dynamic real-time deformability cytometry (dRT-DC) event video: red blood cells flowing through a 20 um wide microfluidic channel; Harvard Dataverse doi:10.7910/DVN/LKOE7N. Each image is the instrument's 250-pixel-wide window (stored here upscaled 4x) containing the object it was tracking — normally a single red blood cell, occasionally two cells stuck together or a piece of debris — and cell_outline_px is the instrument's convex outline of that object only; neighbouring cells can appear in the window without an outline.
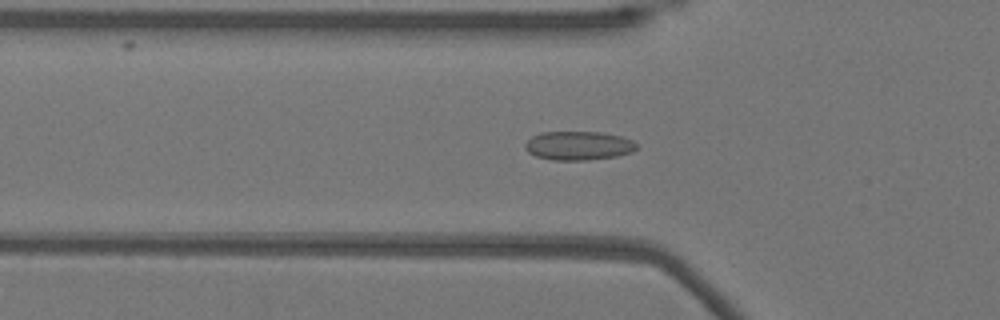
{"species": "Egyptian fruit bat (a non-hibernating species)", "species_latin": "Rousettus aegyptiacus", "temperature_condition": "warm", "stored_images_in_passage": 52, "camera_frame_rate_fps": 3000, "um_per_image_px": 0.085, "animal": {"sex": "female"}, "frame": {"image": 1, "passage_image": 17, "time_ms": 5.333, "image_size_px": [1000, 320], "cell_outline_px": [[636, 148], [632, 152], [616, 156], [588, 160], [552, 160], [536, 156], [528, 152], [524, 148], [524, 144], [532, 136], [540, 132], [604, 132], [620, 136], [632, 140], [636, 144]], "centroid_in_image_um": [49.14, 12.38], "position_along_channel_um": 76.7, "area_um2": 18.79}}
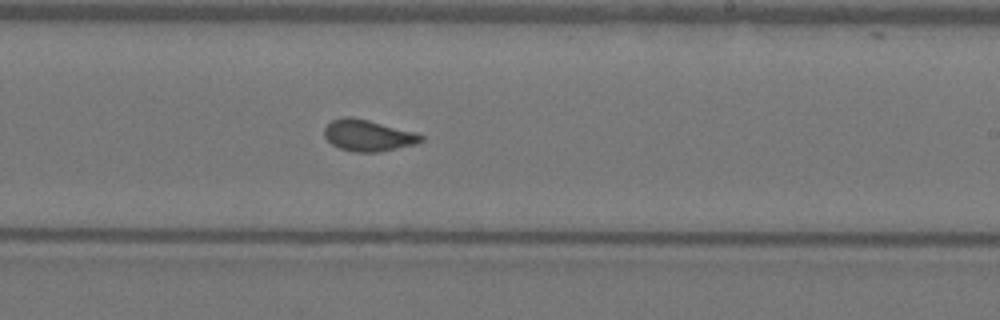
{"frame": {"image": 2, "passage_image": 31, "time_ms": 10.0, "image_size_px": [1000, 320], "cell_outline_px": [[424, 140], [416, 144], [376, 152], [352, 152], [340, 148], [332, 144], [324, 136], [324, 128], [332, 120], [344, 116], [352, 116], [416, 132], [424, 136]], "centroid_in_image_um": [31.28, 11.51], "position_along_channel_um": 257.7, "area_um2": 17.69}}
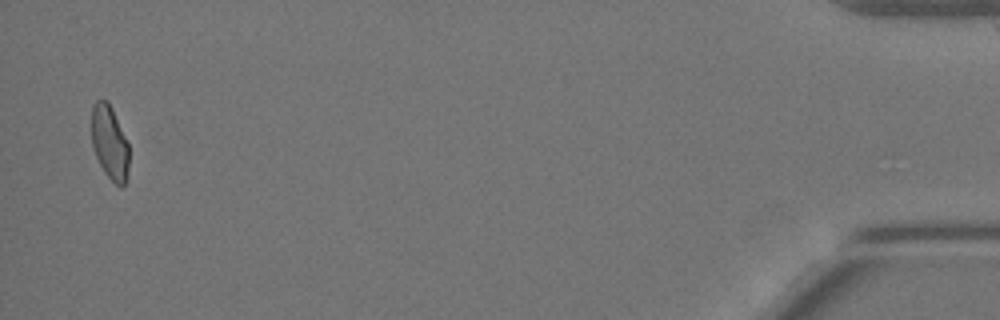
{"frame": {"image": 3, "passage_image": 51, "time_ms": 16.667, "image_size_px": [1000, 320], "cell_outline_px": [[128, 168], [124, 184], [120, 188], [104, 172], [96, 156], [92, 144], [92, 108], [96, 100], [108, 100], [112, 108], [128, 144]], "centroid_in_image_um": [9.31, 12.1], "position_along_channel_um": 425.9, "area_um2": 15.84}, "authors_computed_cell_mechanics": {"area_um2": 17.5423, "velocity_mm_per_s": 3.8607, "shape_relaxation_time_tau1_ms": null, "shape_relaxation_time_tau2_ms": 0.8265, "deformation_change_tau1": null, "deformation_change_tau2": 0.0691}}